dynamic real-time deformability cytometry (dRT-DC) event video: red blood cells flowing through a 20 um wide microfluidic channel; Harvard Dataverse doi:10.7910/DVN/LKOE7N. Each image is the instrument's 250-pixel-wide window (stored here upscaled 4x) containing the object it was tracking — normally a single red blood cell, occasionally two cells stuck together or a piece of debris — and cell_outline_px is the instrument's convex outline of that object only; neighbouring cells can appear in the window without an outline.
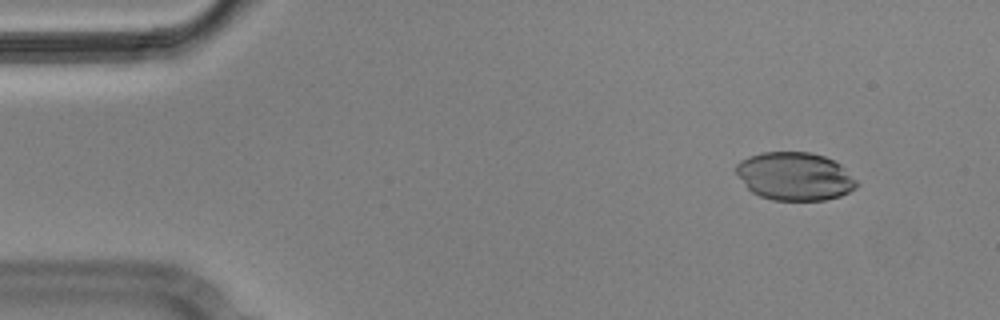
{"species": "Egyptian fruit bat (a non-hibernating species)", "species_latin": "Rousettus aegyptiacus", "temperature_condition": "cold", "stored_images_in_passage": 5, "camera_frame_rate_fps": 3000, "um_per_image_px": 0.085, "animal": {"sex": "male"}, "frame": {"image": 1, "passage_image": 2, "time_ms": 0.333, "image_size_px": [1000, 320], "cell_outline_px": [[860, 184], [856, 188], [840, 196], [824, 200], [772, 200], [760, 196], [752, 192], [748, 188], [736, 172], [736, 164], [740, 160], [748, 156], [764, 152], [812, 152], [824, 156], [840, 164]], "centroid_in_image_um": [67.56, 14.98], "position_along_channel_um": 17.4, "area_um2": 33.76}}